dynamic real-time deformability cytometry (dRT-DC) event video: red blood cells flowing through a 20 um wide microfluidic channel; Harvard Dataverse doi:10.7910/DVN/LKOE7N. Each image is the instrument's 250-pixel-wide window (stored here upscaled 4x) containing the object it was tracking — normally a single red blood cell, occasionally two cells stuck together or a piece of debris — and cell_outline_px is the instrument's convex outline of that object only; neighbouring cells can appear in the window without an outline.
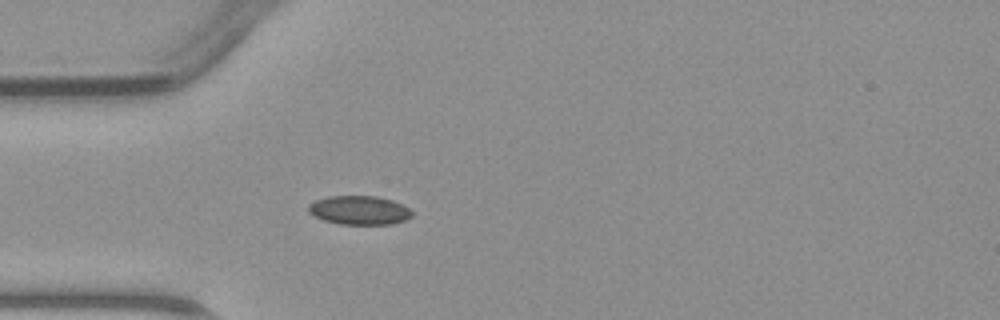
{"species": "common noctule bat (a hibernating species)", "species_latin": "Nyctalus noctula", "temperature_condition": "warm", "stored_images_in_passage": 34, "camera_frame_rate_fps": 3000, "um_per_image_px": 0.085, "animal": {"sex": "male", "body_mass_g": 23.1, "forearm_length_mm": 52.7}, "frame": {"image": 1, "passage_image": 1, "time_ms": 0.0, "image_size_px": [1000, 320], "cell_outline_px": [[412, 216], [404, 220], [392, 224], [340, 224], [324, 220], [308, 212], [308, 204], [316, 200], [328, 196], [376, 196], [392, 200], [408, 208], [412, 212]], "centroid_in_image_um": [30.52, 17.86], "position_along_channel_um": 54.5, "area_um2": 17.28}}
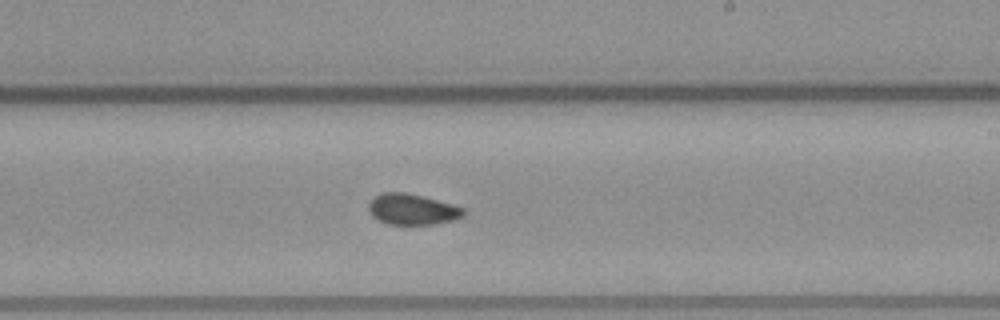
{"frame": {"image": 2, "passage_image": 15, "time_ms": 4.667, "image_size_px": [1000, 320], "cell_outline_px": [[468, 212], [464, 216], [452, 220], [432, 224], [388, 224], [372, 216], [368, 208], [368, 204], [376, 196], [384, 192], [408, 192], [424, 196], [452, 204], [464, 208]], "centroid_in_image_um": [35.07, 17.78], "position_along_channel_um": 253.9, "area_um2": 17.05}}
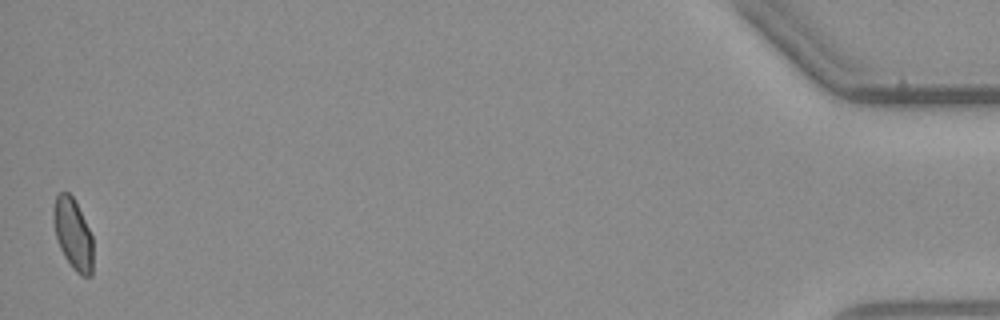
{"frame": {"image": 3, "passage_image": 34, "time_ms": 11.0, "image_size_px": [1000, 320], "cell_outline_px": [[92, 276], [80, 276], [72, 268], [64, 256], [60, 248], [56, 236], [52, 220], [52, 212], [56, 196], [60, 192], [68, 192], [72, 196], [92, 236]], "centroid_in_image_um": [6.18, 19.91], "position_along_channel_um": 429.0, "area_um2": 16.24}}